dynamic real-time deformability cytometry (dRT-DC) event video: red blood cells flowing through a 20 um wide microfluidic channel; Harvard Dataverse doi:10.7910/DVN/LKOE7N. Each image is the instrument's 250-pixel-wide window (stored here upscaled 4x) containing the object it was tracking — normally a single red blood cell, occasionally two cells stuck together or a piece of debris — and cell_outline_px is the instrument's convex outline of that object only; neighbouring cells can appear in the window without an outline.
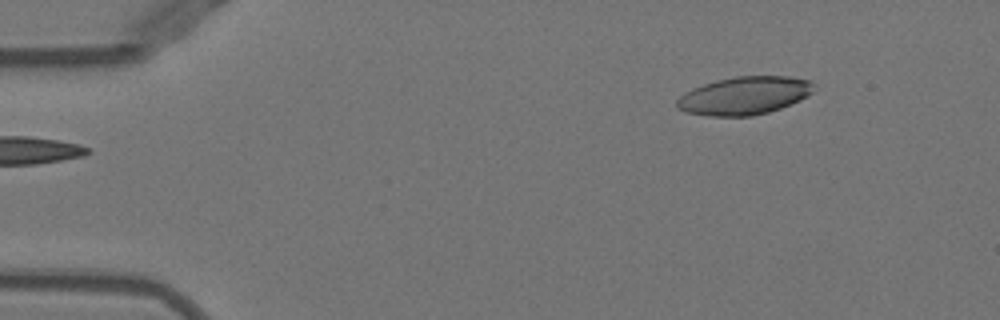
{"species": "Egyptian fruit bat (a non-hibernating species)", "species_latin": "Rousettus aegyptiacus", "temperature_condition": "warm", "stored_images_in_passage": 47, "segment_of_instrument_passage": [1, 2], "camera_frame_rate_fps": 3000, "um_per_image_px": 0.085, "animal": {"sex": "female"}, "frame": {"image": 1, "passage_image": 1, "time_ms": 0.0, "image_size_px": [1000, 320], "cell_outline_px": [[816, 88], [812, 92], [800, 100], [780, 108], [768, 112], [752, 116], [708, 116], [688, 112], [680, 108], [676, 104], [676, 100], [684, 92], [692, 88], [716, 80], [736, 76], [788, 76], [812, 80], [816, 84]], "centroid_in_image_um": [63.31, 8.11], "position_along_channel_um": 21.7, "area_um2": 30.4}}
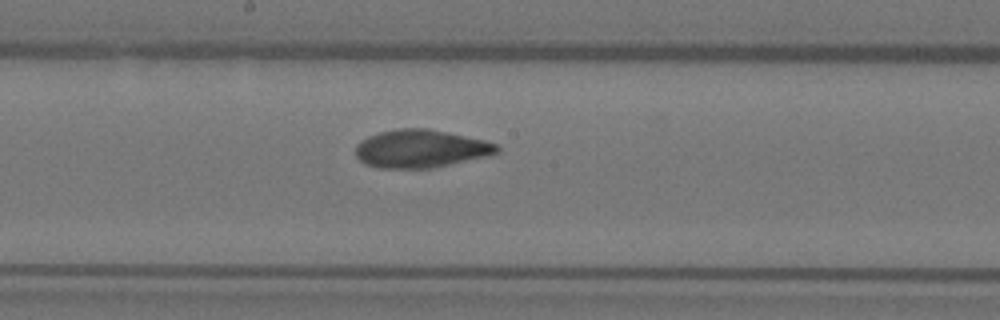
{"frame": {"image": 2, "passage_image": 22, "time_ms": 7.0, "image_size_px": [1000, 320], "cell_outline_px": [[500, 152], [488, 156], [432, 168], [380, 168], [364, 164], [356, 156], [356, 144], [360, 140], [368, 136], [380, 132], [396, 128], [428, 128], [484, 140], [496, 144], [500, 148]], "centroid_in_image_um": [35.75, 12.64], "position_along_channel_um": 212.5, "area_um2": 31.39}}
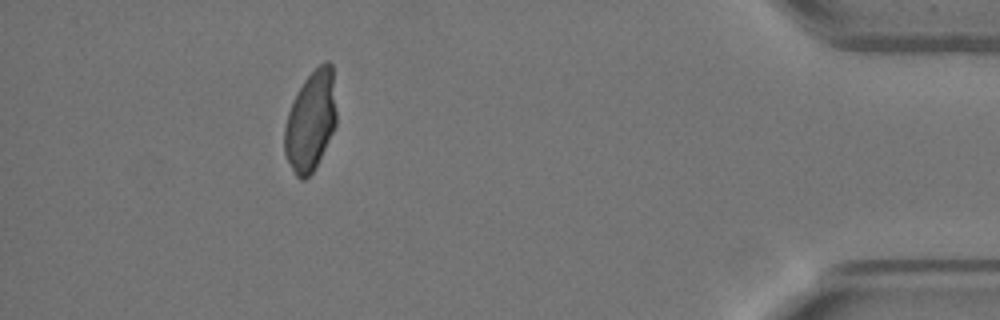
{"frame": {"image": 3, "passage_image": 41, "time_ms": 13.333, "image_size_px": [1000, 320], "cell_outline_px": [[336, 124], [316, 168], [304, 180], [300, 180], [296, 176], [284, 152], [284, 128], [288, 112], [292, 100], [296, 92], [304, 80], [324, 60], [328, 60], [332, 64], [336, 112]], "centroid_in_image_um": [26.4, 10.28], "position_along_channel_um": 408.8, "area_um2": 30.29}}